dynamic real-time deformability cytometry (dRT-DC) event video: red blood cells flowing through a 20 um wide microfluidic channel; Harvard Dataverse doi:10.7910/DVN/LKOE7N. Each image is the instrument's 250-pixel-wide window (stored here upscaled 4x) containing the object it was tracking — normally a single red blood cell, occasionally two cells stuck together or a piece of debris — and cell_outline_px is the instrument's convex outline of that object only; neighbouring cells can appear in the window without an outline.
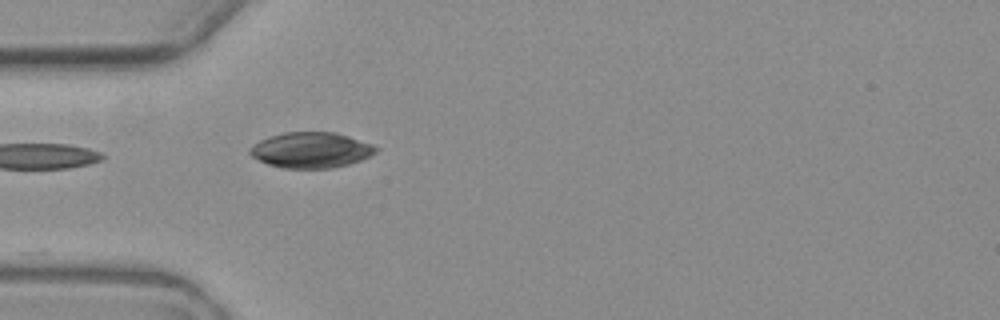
{"species": "common noctule bat (a hibernating species)", "species_latin": "Nyctalus noctula", "temperature_condition": "warm", "stored_images_in_passage": 5, "camera_frame_rate_fps": 3000, "um_per_image_px": 0.085, "animal": {"sex": "female", "body_mass_g": 19.3, "forearm_length_mm": 54.1}, "frame": {"image": 1, "passage_image": 5, "time_ms": 5.0, "image_size_px": [1000, 320], "cell_outline_px": [[380, 148], [376, 152], [360, 160], [348, 164], [332, 168], [284, 168], [268, 164], [252, 156], [248, 152], [248, 148], [252, 144], [260, 140], [284, 132], [336, 132], [372, 144]], "centroid_in_image_um": [26.42, 12.75], "position_along_channel_um": 58.6, "area_um2": 26.07}}